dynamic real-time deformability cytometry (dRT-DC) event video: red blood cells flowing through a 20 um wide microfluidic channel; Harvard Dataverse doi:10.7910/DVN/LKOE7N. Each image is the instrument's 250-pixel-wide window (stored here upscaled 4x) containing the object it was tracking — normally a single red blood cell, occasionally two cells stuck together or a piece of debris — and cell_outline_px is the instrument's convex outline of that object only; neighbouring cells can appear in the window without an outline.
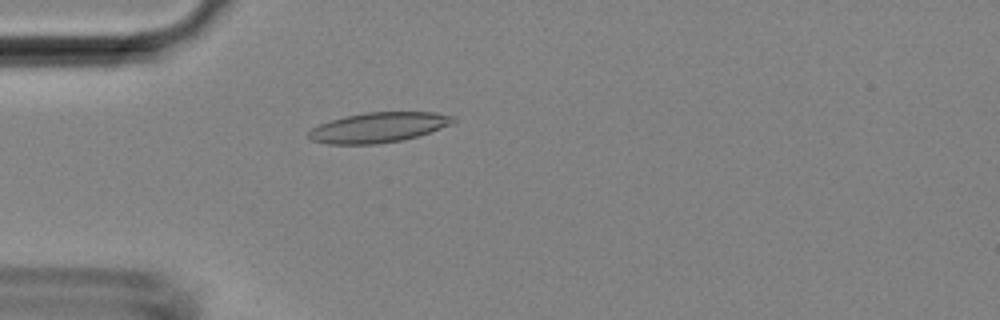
{"species": "Egyptian fruit bat (a non-hibernating species)", "species_latin": "Rousettus aegyptiacus", "temperature_condition": "room temperature", "stored_images_in_passage": 4, "camera_frame_rate_fps": 3000, "um_per_image_px": 0.085, "animal": {"sex": "female"}, "frame": {"image": 1, "passage_image": 4, "time_ms": 1.0, "image_size_px": [1000, 320], "cell_outline_px": [[456, 120], [452, 124], [416, 136], [400, 140], [376, 144], [328, 144], [312, 140], [308, 136], [308, 132], [312, 128], [320, 124], [344, 116], [368, 112], [436, 112], [456, 116]], "centroid_in_image_um": [32.18, 10.82], "position_along_channel_um": 52.8, "area_um2": 25.14}}